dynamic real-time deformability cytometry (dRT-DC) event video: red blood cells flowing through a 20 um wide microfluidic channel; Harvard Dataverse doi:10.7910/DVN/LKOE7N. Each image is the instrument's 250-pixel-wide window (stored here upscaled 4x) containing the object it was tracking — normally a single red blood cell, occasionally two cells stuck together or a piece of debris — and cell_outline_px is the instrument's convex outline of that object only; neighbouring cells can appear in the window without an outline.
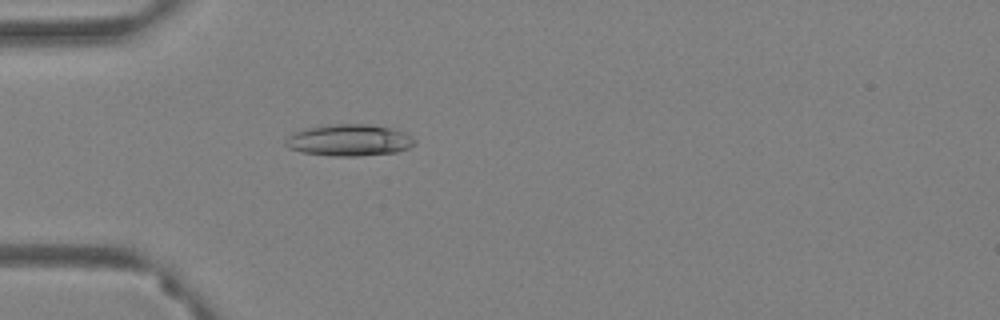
{"species": "Egyptian fruit bat (a non-hibernating species)", "species_latin": "Rousettus aegyptiacus", "temperature_condition": "warm", "stored_images_in_passage": 31, "camera_frame_rate_fps": 3000, "um_per_image_px": 0.085, "animal": {"sex": "female"}, "frame": {"image": 1, "passage_image": 1, "time_ms": 0.0, "image_size_px": [1000, 320], "cell_outline_px": [[416, 144], [408, 148], [396, 152], [356, 156], [336, 156], [304, 152], [288, 148], [284, 144], [284, 140], [292, 132], [304, 128], [328, 124], [368, 124], [392, 128], [404, 132], [412, 136], [416, 140]], "centroid_in_image_um": [29.67, 11.9], "position_along_channel_um": 55.3, "area_um2": 23.99}}
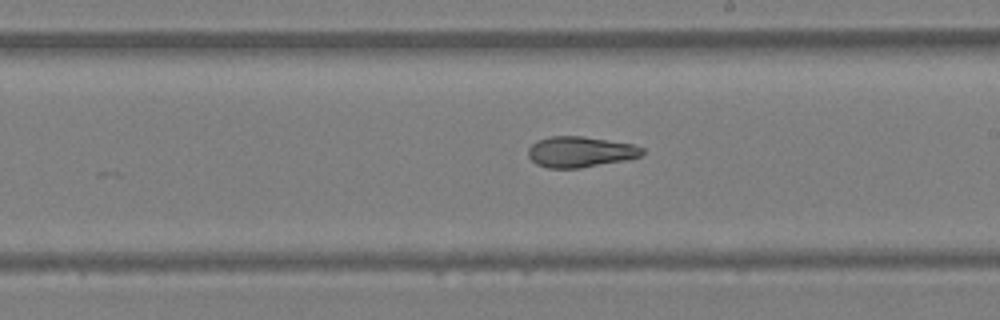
{"frame": {"image": 2, "passage_image": 18, "time_ms": 5.667, "image_size_px": [1000, 320], "cell_outline_px": [[644, 152], [640, 156], [632, 160], [580, 168], [548, 168], [536, 164], [528, 156], [528, 148], [536, 140], [548, 136], [584, 136], [632, 144], [644, 148]], "centroid_in_image_um": [49.34, 12.91], "position_along_channel_um": 239.7, "area_um2": 20.81}}
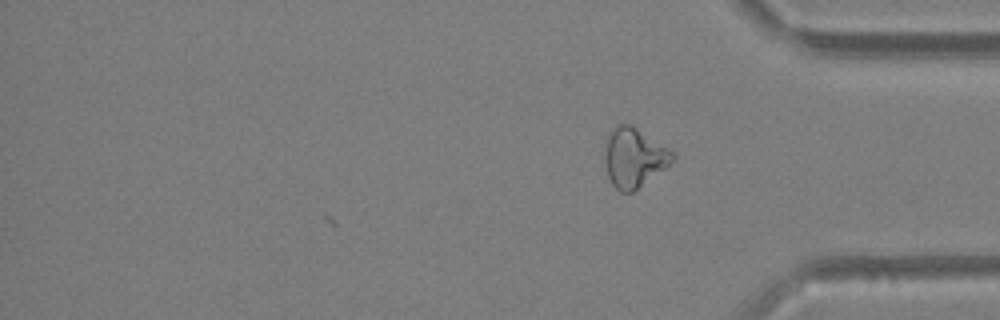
{"frame": {"image": 3, "passage_image": 31, "time_ms": 10.0, "image_size_px": [1000, 320], "cell_outline_px": [[676, 160], [632, 192], [620, 192], [612, 184], [608, 176], [604, 160], [604, 140], [608, 132], [616, 124], [628, 124], [636, 128], [676, 152]], "centroid_in_image_um": [53.88, 13.37], "position_along_channel_um": 381.3, "area_um2": 23.7}, "authors_computed_cell_mechanics": {"area_um2": 20.8658, "velocity_mm_per_s": 3.4217, "shape_relaxation_time_tau1_ms": 10.1391, "shape_relaxation_time_tau2_ms": 4.2497, "deformation_change_tau1": 0.2306, "deformation_change_tau2": 0.1155}}